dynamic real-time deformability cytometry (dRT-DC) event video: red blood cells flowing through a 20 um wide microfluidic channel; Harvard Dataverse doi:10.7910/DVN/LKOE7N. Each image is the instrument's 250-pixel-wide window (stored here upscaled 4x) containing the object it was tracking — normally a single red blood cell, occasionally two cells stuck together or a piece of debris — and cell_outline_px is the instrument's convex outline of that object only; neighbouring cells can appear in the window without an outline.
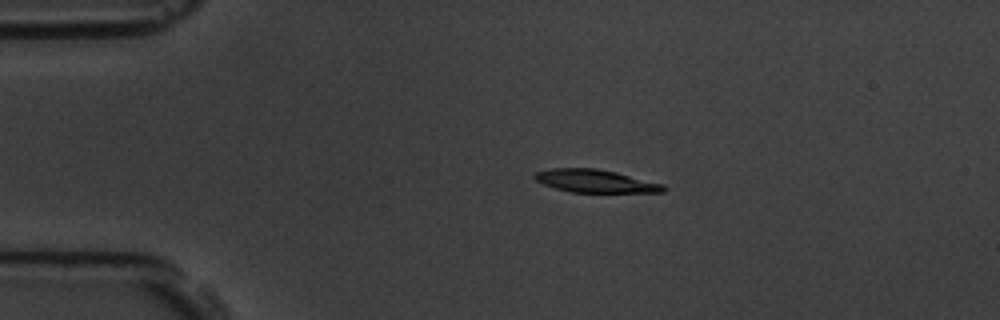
{"species": "common noctule bat (a hibernating species)", "species_latin": "Nyctalus noctula", "temperature_condition": "room temperature", "stored_images_in_passage": 4, "camera_frame_rate_fps": 3000, "um_per_image_px": 0.085, "animal": {"sex": "male", "body_mass_g": 19.5, "forearm_length_mm": 54.6}, "frame": {"image": 1, "passage_image": 3, "time_ms": 3.0, "image_size_px": [1000, 320], "cell_outline_px": [[668, 188], [664, 192], [572, 192], [556, 188], [544, 184], [536, 180], [532, 176], [536, 172], [552, 168], [596, 168], [616, 172], [664, 184]], "centroid_in_image_um": [50.63, 15.39], "position_along_channel_um": 34.4, "area_um2": 17.11}}